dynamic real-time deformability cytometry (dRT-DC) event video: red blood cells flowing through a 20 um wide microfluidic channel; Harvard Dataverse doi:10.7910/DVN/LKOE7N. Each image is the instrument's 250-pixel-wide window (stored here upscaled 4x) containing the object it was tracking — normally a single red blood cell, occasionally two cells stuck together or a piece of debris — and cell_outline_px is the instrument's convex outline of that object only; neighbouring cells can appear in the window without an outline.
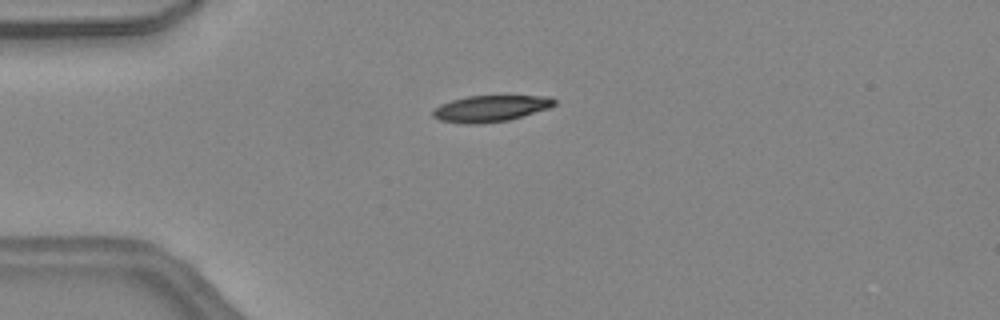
{"species": "common noctule bat (a hibernating species)", "species_latin": "Nyctalus noctula", "temperature_condition": "warm", "stored_images_in_passage": 27, "camera_frame_rate_fps": 3000, "um_per_image_px": 0.085, "animal": {"sex": "female", "body_mass_g": 24.6, "forearm_length_mm": 56.2}, "frame": {"image": 1, "passage_image": 2, "time_ms": 0.333, "image_size_px": [1000, 320], "cell_outline_px": [[556, 104], [548, 108], [508, 120], [480, 124], [460, 124], [440, 120], [432, 116], [432, 112], [440, 104], [452, 100], [468, 96], [552, 96], [556, 100]], "centroid_in_image_um": [41.68, 9.23], "position_along_channel_um": 43.3, "area_um2": 18.61}}
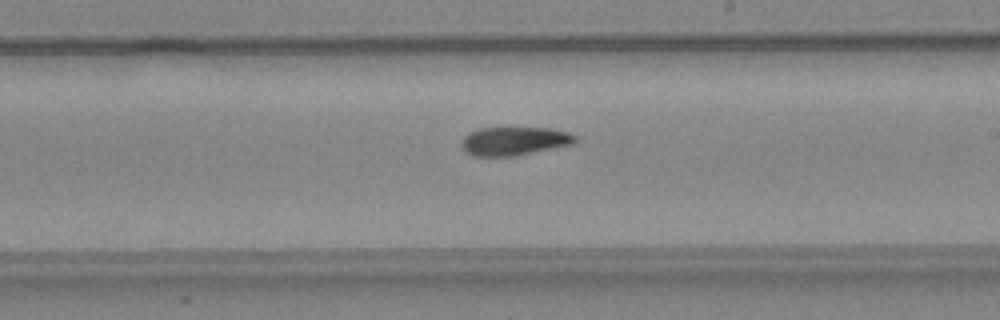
{"frame": {"image": 2, "passage_image": 17, "time_ms": 5.333, "image_size_px": [1000, 320], "cell_outline_px": [[576, 140], [572, 144], [516, 156], [472, 156], [464, 152], [460, 148], [460, 140], [468, 132], [480, 128], [548, 128], [568, 132], [576, 136]], "centroid_in_image_um": [43.62, 12.0], "position_along_channel_um": 245.4, "area_um2": 19.07}}
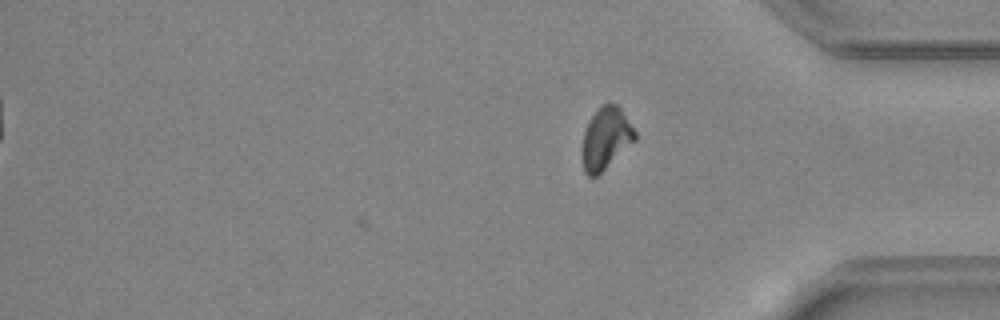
{"frame": {"image": 3, "passage_image": 27, "time_ms": 8.667, "image_size_px": [1000, 320], "cell_outline_px": [[636, 140], [596, 176], [588, 176], [584, 172], [580, 156], [580, 148], [584, 132], [588, 120], [604, 104], [616, 104], [620, 108], [636, 132]], "centroid_in_image_um": [51.45, 11.8], "position_along_channel_um": 383.8, "area_um2": 19.02}, "authors_computed_cell_mechanics": {"area_um2": 19.652, "velocity_mm_per_s": 4.5222, "shape_relaxation_time_tau1_ms": 7.6862, "shape_relaxation_time_tau2_ms": 4.8741, "deformation_change_tau1": 0.2226, "deformation_change_tau2": 0.1217}}